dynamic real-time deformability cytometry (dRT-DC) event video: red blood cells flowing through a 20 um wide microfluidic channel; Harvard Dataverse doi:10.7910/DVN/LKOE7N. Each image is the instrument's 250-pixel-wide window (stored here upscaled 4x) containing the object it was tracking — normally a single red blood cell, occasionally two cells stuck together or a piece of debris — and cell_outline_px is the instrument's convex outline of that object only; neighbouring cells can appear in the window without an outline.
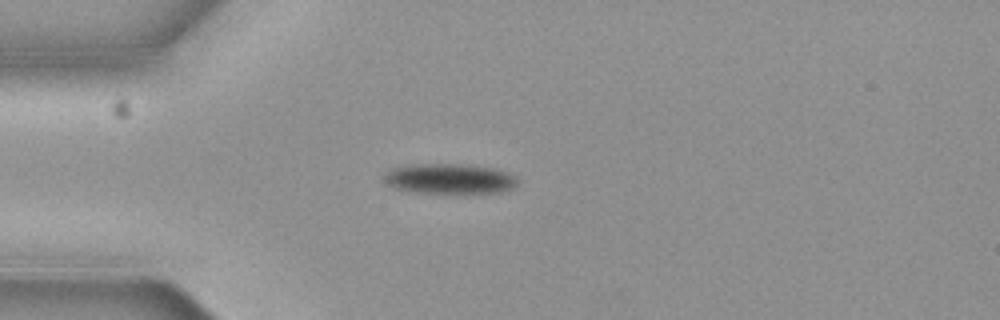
{"species": "common noctule bat (a hibernating species)", "species_latin": "Nyctalus noctula", "temperature_condition": "cold", "stored_images_in_passage": 8, "camera_frame_rate_fps": 3000, "um_per_image_px": 0.085, "animal": {"sex": "female", "body_mass_g": 19.3, "forearm_length_mm": 54.1}, "frame": {"image": 1, "passage_image": 3, "time_ms": 0.667, "image_size_px": [1000, 320], "cell_outline_px": [[516, 184], [500, 192], [416, 192], [396, 188], [388, 184], [384, 180], [384, 176], [392, 168], [416, 164], [452, 164], [488, 168], [504, 172], [512, 176], [516, 180]], "centroid_in_image_um": [38.12, 15.19], "position_along_channel_um": 46.9, "area_um2": 22.31}}
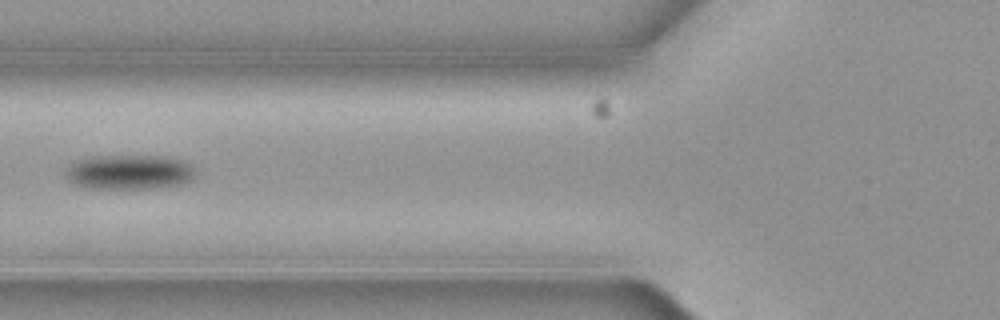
{"frame": {"image": 2, "passage_image": 5, "time_ms": 1.333, "image_size_px": [1000, 320], "cell_outline_px": [[196, 176], [192, 180], [180, 184], [152, 188], [92, 188], [76, 184], [68, 180], [64, 172], [64, 168], [76, 160], [88, 156], [164, 156], [180, 160], [192, 164], [196, 172]], "centroid_in_image_um": [10.98, 14.61], "position_along_channel_um": 114.8, "area_um2": 26.41}}
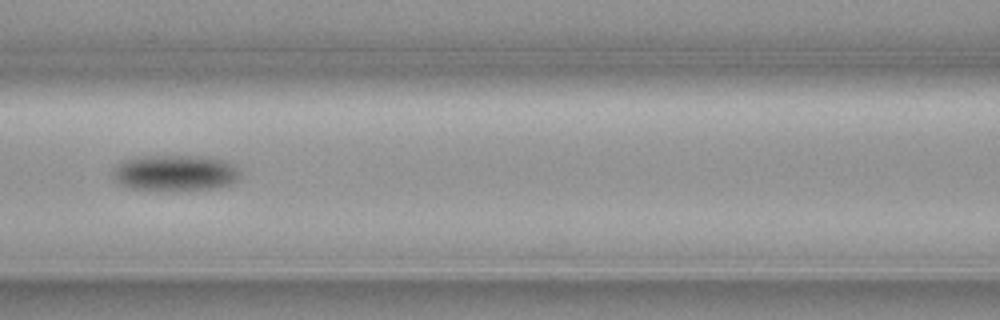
{"frame": {"image": 3, "passage_image": 6, "time_ms": 1.667, "image_size_px": [1000, 320], "cell_outline_px": [[240, 176], [232, 184], [212, 188], [160, 192], [128, 188], [112, 180], [112, 168], [120, 160], [132, 156], [212, 156], [228, 160], [236, 164], [240, 172]], "centroid_in_image_um": [14.83, 14.69], "position_along_channel_um": 151.8, "area_um2": 28.03}}